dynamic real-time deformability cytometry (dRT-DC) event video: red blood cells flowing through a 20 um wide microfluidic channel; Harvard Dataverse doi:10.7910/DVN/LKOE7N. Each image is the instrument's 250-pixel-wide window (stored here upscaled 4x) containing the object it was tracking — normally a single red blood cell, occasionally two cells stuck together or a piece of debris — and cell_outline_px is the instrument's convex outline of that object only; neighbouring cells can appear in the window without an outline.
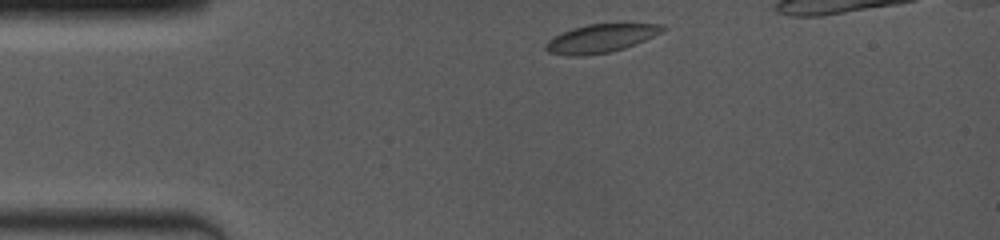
{"species": "common noctule bat (a hibernating species)", "species_latin": "Nyctalus noctula", "temperature_condition": "room temperature", "stored_images_in_passage": 17, "camera_frame_rate_fps": 4000, "um_per_image_px": 0.085, "animal": {"sex": "female", "body_mass_g": 19.0, "forearm_length_mm": 53.3}, "frame": {"image": 1, "passage_image": 1, "time_ms": 0.0, "image_size_px": [1000, 240], "cell_outline_px": [[668, 28], [636, 44], [624, 48], [608, 52], [580, 56], [568, 56], [548, 52], [544, 48], [544, 44], [548, 40], [572, 28], [588, 24], [664, 24]], "centroid_in_image_um": [51.04, 3.27], "position_along_channel_um": 34.0, "area_um2": 19.07}}
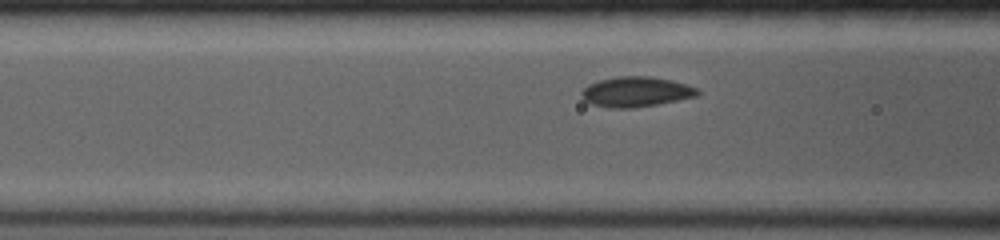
{"frame": {"image": 2, "passage_image": 10, "time_ms": 3.0, "image_size_px": [1000, 240], "cell_outline_px": [[700, 92], [696, 96], [656, 104], [632, 108], [612, 108], [592, 104], [584, 100], [580, 96], [580, 92], [588, 84], [600, 80], [620, 76], [648, 76], [672, 80], [696, 88]], "centroid_in_image_um": [54.01, 7.8], "position_along_channel_um": 112.6, "area_um2": 20.11}}
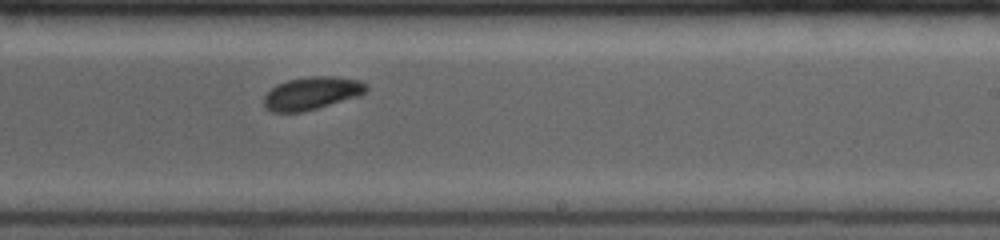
{"frame": {"image": 3, "passage_image": 17, "time_ms": 6.75, "image_size_px": [1000, 240], "cell_outline_px": [[368, 88], [360, 96], [304, 112], [272, 112], [264, 108], [264, 96], [276, 84], [288, 80], [308, 76], [332, 76], [360, 80]], "centroid_in_image_um": [26.48, 7.93], "position_along_channel_um": 262.5, "area_um2": 19.65}}